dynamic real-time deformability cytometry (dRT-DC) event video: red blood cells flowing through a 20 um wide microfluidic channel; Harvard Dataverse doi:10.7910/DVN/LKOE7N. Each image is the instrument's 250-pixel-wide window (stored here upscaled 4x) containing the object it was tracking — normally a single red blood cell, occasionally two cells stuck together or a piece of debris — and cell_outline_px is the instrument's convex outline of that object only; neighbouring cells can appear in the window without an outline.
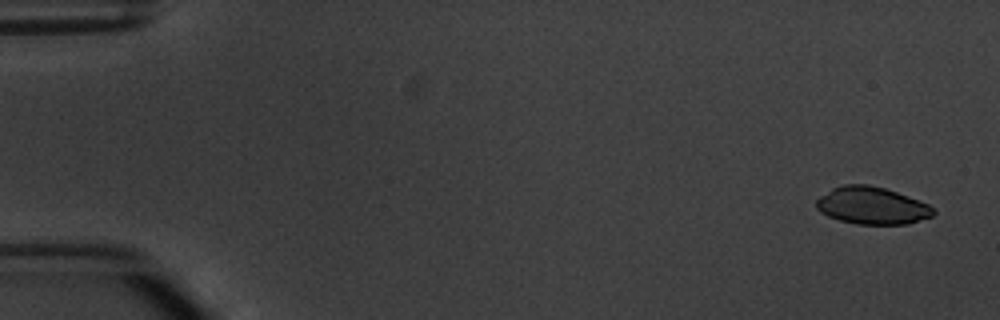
{"species": "common noctule bat (a hibernating species)", "species_latin": "Nyctalus noctula", "temperature_condition": "warm", "stored_images_in_passage": 8, "camera_frame_rate_fps": 3000, "um_per_image_px": 0.085, "animal": {"sex": "male", "body_mass_g": 20.1, "forearm_length_mm": 53.5}, "frame": {"image": 1, "passage_image": 1, "time_ms": 0.0, "image_size_px": [1000, 320], "cell_outline_px": [[936, 212], [932, 216], [908, 224], [856, 224], [840, 220], [828, 216], [820, 212], [816, 208], [816, 200], [820, 196], [832, 188], [844, 184], [868, 184], [884, 188], [920, 200], [928, 204]], "centroid_in_image_um": [74.1, 17.47], "position_along_channel_um": 10.9, "area_um2": 25.43}}
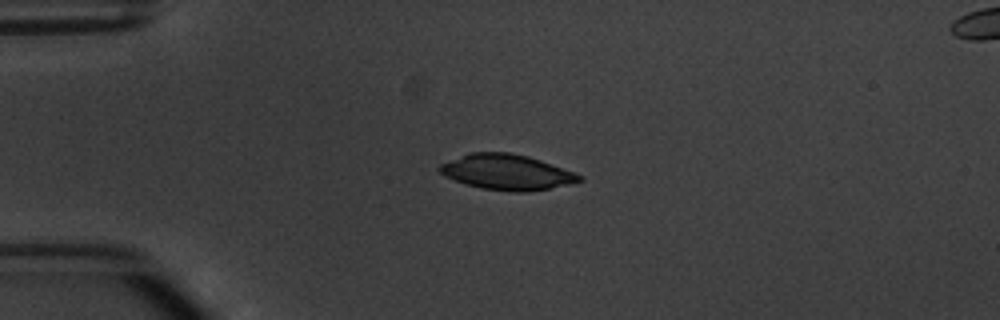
{"frame": {"image": 2, "passage_image": 4, "time_ms": 3.667, "image_size_px": [1000, 320], "cell_outline_px": [[584, 180], [572, 184], [528, 192], [512, 192], [480, 188], [444, 176], [436, 168], [440, 164], [468, 152], [508, 152], [528, 156], [576, 172], [584, 176]], "centroid_in_image_um": [43.11, 14.63], "position_along_channel_um": 41.9, "area_um2": 29.07}}